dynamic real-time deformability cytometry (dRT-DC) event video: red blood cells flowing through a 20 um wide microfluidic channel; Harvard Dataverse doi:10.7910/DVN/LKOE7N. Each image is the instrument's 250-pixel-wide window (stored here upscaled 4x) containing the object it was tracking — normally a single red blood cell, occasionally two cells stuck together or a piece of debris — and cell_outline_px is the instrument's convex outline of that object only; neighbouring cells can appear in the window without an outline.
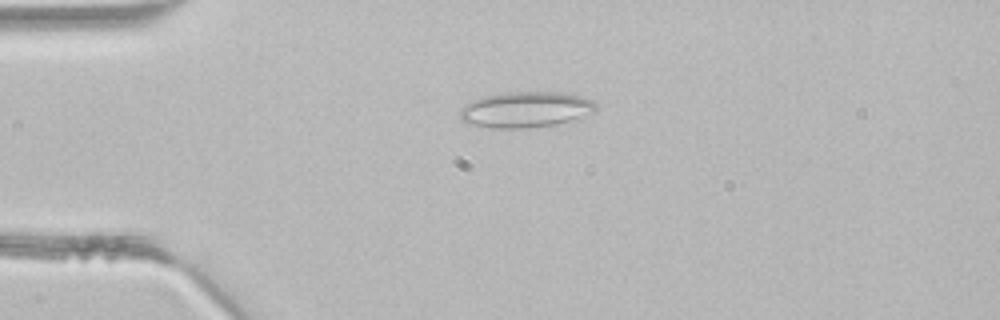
{"species": "common noctule bat (a hibernating species)", "species_latin": "Nyctalus noctula", "temperature_condition": "room temperature", "stored_images_in_passage": 2, "camera_frame_rate_fps": 3000, "um_per_image_px": 0.085, "animal": {"sex": "male", "body_mass_g": 21.5, "forearm_length_mm": 52.0}, "frame": {"image": 1, "passage_image": 1, "time_ms": 0.0, "image_size_px": [1000, 320], "cell_outline_px": [[596, 112], [568, 120], [552, 124], [524, 128], [488, 128], [468, 124], [460, 120], [460, 112], [472, 100], [484, 96], [508, 92], [560, 92], [580, 96], [592, 100], [596, 104]], "centroid_in_image_um": [44.66, 9.31], "position_along_channel_um": 40.3, "area_um2": 28.03}}